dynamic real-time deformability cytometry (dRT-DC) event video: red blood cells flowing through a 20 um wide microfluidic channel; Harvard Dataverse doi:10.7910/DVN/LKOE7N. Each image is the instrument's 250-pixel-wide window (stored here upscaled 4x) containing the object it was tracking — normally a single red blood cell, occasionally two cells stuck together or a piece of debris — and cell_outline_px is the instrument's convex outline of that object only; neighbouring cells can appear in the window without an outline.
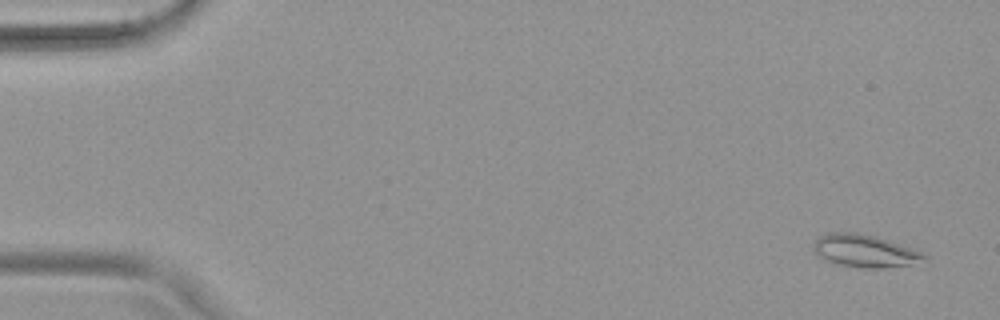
{"species": "common noctule bat (a hibernating species)", "species_latin": "Nyctalus noctula", "temperature_condition": "warm", "stored_images_in_passage": 55, "camera_frame_rate_fps": 3000, "um_per_image_px": 0.085, "animal": {"sex": "female", "body_mass_g": 19.9}, "frame": {"image": 1, "passage_image": 3, "time_ms": 0.667, "image_size_px": [1000, 320], "cell_outline_px": [[928, 256], [908, 264], [884, 268], [864, 268], [832, 264], [820, 256], [812, 248], [812, 244], [816, 236], [828, 232], [856, 232], [876, 236], [912, 248]], "centroid_in_image_um": [73.38, 21.3], "position_along_channel_um": 11.6, "area_um2": 20.98}}
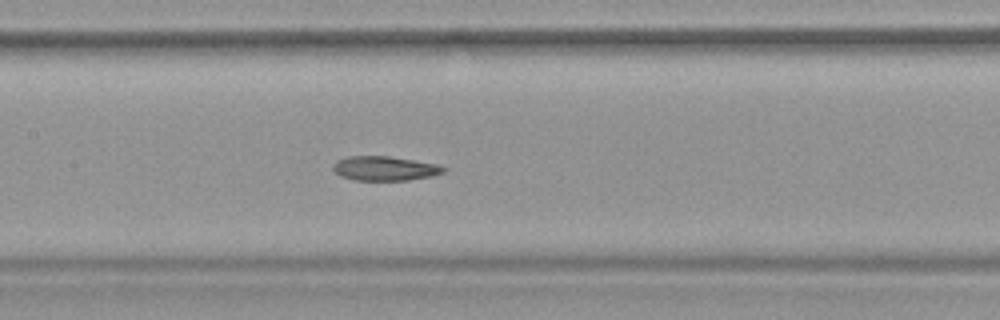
{"frame": {"image": 2, "passage_image": 27, "time_ms": 8.667, "image_size_px": [1000, 320], "cell_outline_px": [[448, 168], [444, 172], [432, 176], [408, 180], [352, 180], [340, 176], [332, 168], [332, 164], [336, 160], [348, 156], [388, 156], [436, 164]], "centroid_in_image_um": [32.67, 14.32], "position_along_channel_um": 174.7, "area_um2": 15.72}}
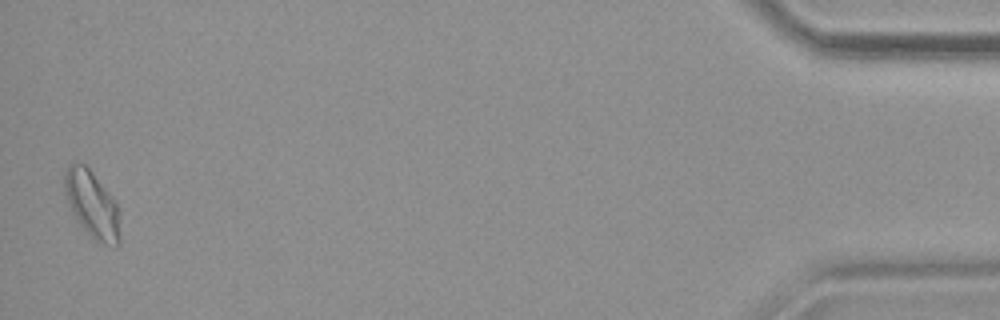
{"frame": {"image": 3, "passage_image": 54, "time_ms": 17.667, "image_size_px": [1000, 320], "cell_outline_px": [[120, 244], [116, 248], [104, 244], [88, 236], [72, 212], [68, 204], [64, 192], [64, 172], [68, 164], [72, 160], [84, 164], [92, 172], [112, 196], [120, 212]], "centroid_in_image_um": [7.83, 17.39], "position_along_channel_um": 427.4, "area_um2": 22.14}, "authors_computed_cell_mechanics": {"area_um2": 17.4556, "velocity_mm_per_s": 3.7598, "shape_relaxation_time_tau1_ms": null, "shape_relaxation_time_tau2_ms": 3.6063, "deformation_change_tau1": null, "deformation_change_tau2": 0.1086}}